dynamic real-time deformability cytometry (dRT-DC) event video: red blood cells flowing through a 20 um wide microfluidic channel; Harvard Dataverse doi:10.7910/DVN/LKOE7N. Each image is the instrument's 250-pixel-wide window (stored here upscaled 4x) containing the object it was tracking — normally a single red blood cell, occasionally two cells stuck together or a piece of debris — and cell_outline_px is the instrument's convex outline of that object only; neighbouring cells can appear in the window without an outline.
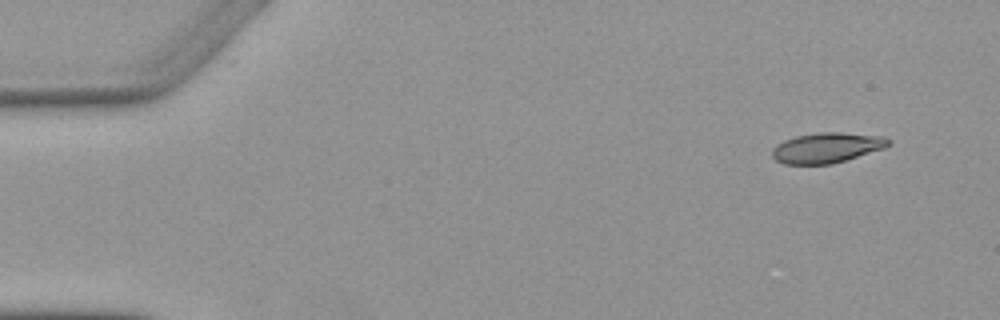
{"species": "Egyptian fruit bat (a non-hibernating species)", "species_latin": "Rousettus aegyptiacus", "temperature_condition": "warm", "stored_images_in_passage": 4, "camera_frame_rate_fps": 3000, "um_per_image_px": 0.085, "animal": {"sex": "female"}, "frame": {"image": 1, "passage_image": 1, "time_ms": 0.0, "image_size_px": [1000, 320], "cell_outline_px": [[892, 140], [884, 148], [832, 164], [784, 164], [776, 160], [772, 156], [772, 148], [776, 144], [784, 140], [796, 136], [820, 132], [840, 132], [884, 136]], "centroid_in_image_um": [70.26, 12.55], "position_along_channel_um": 14.7, "area_um2": 20.46}}
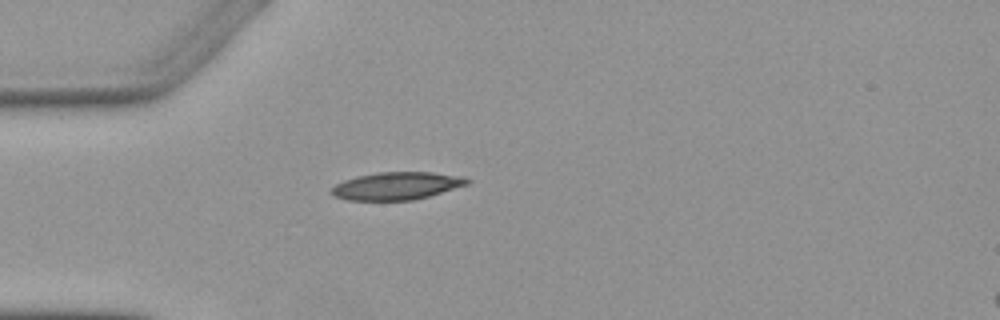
{"frame": {"image": 2, "passage_image": 4, "time_ms": 3.667, "image_size_px": [1000, 320], "cell_outline_px": [[472, 180], [468, 184], [428, 196], [412, 200], [348, 200], [336, 196], [328, 192], [336, 184], [344, 180], [356, 176], [380, 172], [432, 172], [460, 176]], "centroid_in_image_um": [33.7, 15.79], "position_along_channel_um": 51.3, "area_um2": 21.68}}